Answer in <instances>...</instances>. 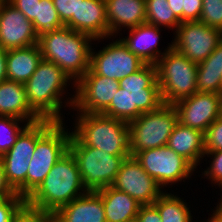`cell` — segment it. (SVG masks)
I'll list each match as a JSON object with an SVG mask.
<instances>
[{"label": "cell", "mask_w": 222, "mask_h": 222, "mask_svg": "<svg viewBox=\"0 0 222 222\" xmlns=\"http://www.w3.org/2000/svg\"><path fill=\"white\" fill-rule=\"evenodd\" d=\"M202 11V0H184L182 22L199 21Z\"/></svg>", "instance_id": "cell-39"}, {"label": "cell", "mask_w": 222, "mask_h": 222, "mask_svg": "<svg viewBox=\"0 0 222 222\" xmlns=\"http://www.w3.org/2000/svg\"><path fill=\"white\" fill-rule=\"evenodd\" d=\"M199 21L210 27L222 30V0H202Z\"/></svg>", "instance_id": "cell-34"}, {"label": "cell", "mask_w": 222, "mask_h": 222, "mask_svg": "<svg viewBox=\"0 0 222 222\" xmlns=\"http://www.w3.org/2000/svg\"><path fill=\"white\" fill-rule=\"evenodd\" d=\"M178 123L173 105L163 104L158 110L142 113L128 123L130 152L166 146L168 139Z\"/></svg>", "instance_id": "cell-7"}, {"label": "cell", "mask_w": 222, "mask_h": 222, "mask_svg": "<svg viewBox=\"0 0 222 222\" xmlns=\"http://www.w3.org/2000/svg\"><path fill=\"white\" fill-rule=\"evenodd\" d=\"M204 133L193 129L179 122L172 131L167 146L173 149L177 154L185 158L195 169L205 153Z\"/></svg>", "instance_id": "cell-22"}, {"label": "cell", "mask_w": 222, "mask_h": 222, "mask_svg": "<svg viewBox=\"0 0 222 222\" xmlns=\"http://www.w3.org/2000/svg\"><path fill=\"white\" fill-rule=\"evenodd\" d=\"M212 212L211 217H208L206 222H222V209L215 207Z\"/></svg>", "instance_id": "cell-45"}, {"label": "cell", "mask_w": 222, "mask_h": 222, "mask_svg": "<svg viewBox=\"0 0 222 222\" xmlns=\"http://www.w3.org/2000/svg\"><path fill=\"white\" fill-rule=\"evenodd\" d=\"M15 8L21 11L26 18L33 22L35 20L37 0H7Z\"/></svg>", "instance_id": "cell-40"}, {"label": "cell", "mask_w": 222, "mask_h": 222, "mask_svg": "<svg viewBox=\"0 0 222 222\" xmlns=\"http://www.w3.org/2000/svg\"><path fill=\"white\" fill-rule=\"evenodd\" d=\"M97 192L102 197L106 222H135L141 204L129 194L112 186Z\"/></svg>", "instance_id": "cell-23"}, {"label": "cell", "mask_w": 222, "mask_h": 222, "mask_svg": "<svg viewBox=\"0 0 222 222\" xmlns=\"http://www.w3.org/2000/svg\"><path fill=\"white\" fill-rule=\"evenodd\" d=\"M55 216L60 222H106L102 197L93 191L60 207Z\"/></svg>", "instance_id": "cell-20"}, {"label": "cell", "mask_w": 222, "mask_h": 222, "mask_svg": "<svg viewBox=\"0 0 222 222\" xmlns=\"http://www.w3.org/2000/svg\"><path fill=\"white\" fill-rule=\"evenodd\" d=\"M17 195V192L11 187L6 179L4 168L0 160V199Z\"/></svg>", "instance_id": "cell-42"}, {"label": "cell", "mask_w": 222, "mask_h": 222, "mask_svg": "<svg viewBox=\"0 0 222 222\" xmlns=\"http://www.w3.org/2000/svg\"><path fill=\"white\" fill-rule=\"evenodd\" d=\"M111 186L129 194L141 205H152L165 192L134 156L123 161Z\"/></svg>", "instance_id": "cell-14"}, {"label": "cell", "mask_w": 222, "mask_h": 222, "mask_svg": "<svg viewBox=\"0 0 222 222\" xmlns=\"http://www.w3.org/2000/svg\"><path fill=\"white\" fill-rule=\"evenodd\" d=\"M92 41L88 34L63 26L38 35L37 45L42 59L58 65L76 83L90 69Z\"/></svg>", "instance_id": "cell-1"}, {"label": "cell", "mask_w": 222, "mask_h": 222, "mask_svg": "<svg viewBox=\"0 0 222 222\" xmlns=\"http://www.w3.org/2000/svg\"><path fill=\"white\" fill-rule=\"evenodd\" d=\"M38 34L26 16L7 0L0 5V46L11 50L37 44Z\"/></svg>", "instance_id": "cell-16"}, {"label": "cell", "mask_w": 222, "mask_h": 222, "mask_svg": "<svg viewBox=\"0 0 222 222\" xmlns=\"http://www.w3.org/2000/svg\"><path fill=\"white\" fill-rule=\"evenodd\" d=\"M65 26L88 34L98 43L110 39L105 0H78L77 17H72Z\"/></svg>", "instance_id": "cell-17"}, {"label": "cell", "mask_w": 222, "mask_h": 222, "mask_svg": "<svg viewBox=\"0 0 222 222\" xmlns=\"http://www.w3.org/2000/svg\"><path fill=\"white\" fill-rule=\"evenodd\" d=\"M0 115L19 118L30 124L42 120L30 108L24 84L9 80L0 82Z\"/></svg>", "instance_id": "cell-21"}, {"label": "cell", "mask_w": 222, "mask_h": 222, "mask_svg": "<svg viewBox=\"0 0 222 222\" xmlns=\"http://www.w3.org/2000/svg\"><path fill=\"white\" fill-rule=\"evenodd\" d=\"M155 66L164 104L173 105L197 92L198 64L190 61L178 50L171 47Z\"/></svg>", "instance_id": "cell-5"}, {"label": "cell", "mask_w": 222, "mask_h": 222, "mask_svg": "<svg viewBox=\"0 0 222 222\" xmlns=\"http://www.w3.org/2000/svg\"><path fill=\"white\" fill-rule=\"evenodd\" d=\"M4 1H6V0H0V5H1Z\"/></svg>", "instance_id": "cell-48"}, {"label": "cell", "mask_w": 222, "mask_h": 222, "mask_svg": "<svg viewBox=\"0 0 222 222\" xmlns=\"http://www.w3.org/2000/svg\"><path fill=\"white\" fill-rule=\"evenodd\" d=\"M205 152L222 150V114L204 133Z\"/></svg>", "instance_id": "cell-35"}, {"label": "cell", "mask_w": 222, "mask_h": 222, "mask_svg": "<svg viewBox=\"0 0 222 222\" xmlns=\"http://www.w3.org/2000/svg\"><path fill=\"white\" fill-rule=\"evenodd\" d=\"M101 114L129 123L131 121L130 94L120 87L114 95L110 105Z\"/></svg>", "instance_id": "cell-32"}, {"label": "cell", "mask_w": 222, "mask_h": 222, "mask_svg": "<svg viewBox=\"0 0 222 222\" xmlns=\"http://www.w3.org/2000/svg\"><path fill=\"white\" fill-rule=\"evenodd\" d=\"M169 7L173 10L175 16L182 22V10L184 0H167Z\"/></svg>", "instance_id": "cell-44"}, {"label": "cell", "mask_w": 222, "mask_h": 222, "mask_svg": "<svg viewBox=\"0 0 222 222\" xmlns=\"http://www.w3.org/2000/svg\"><path fill=\"white\" fill-rule=\"evenodd\" d=\"M0 160L8 183L26 200V174L29 159L20 156H1Z\"/></svg>", "instance_id": "cell-28"}, {"label": "cell", "mask_w": 222, "mask_h": 222, "mask_svg": "<svg viewBox=\"0 0 222 222\" xmlns=\"http://www.w3.org/2000/svg\"><path fill=\"white\" fill-rule=\"evenodd\" d=\"M55 213L31 207L26 202L15 213L12 222H54Z\"/></svg>", "instance_id": "cell-33"}, {"label": "cell", "mask_w": 222, "mask_h": 222, "mask_svg": "<svg viewBox=\"0 0 222 222\" xmlns=\"http://www.w3.org/2000/svg\"><path fill=\"white\" fill-rule=\"evenodd\" d=\"M86 192L77 162L68 150L25 201L31 207L55 213Z\"/></svg>", "instance_id": "cell-2"}, {"label": "cell", "mask_w": 222, "mask_h": 222, "mask_svg": "<svg viewBox=\"0 0 222 222\" xmlns=\"http://www.w3.org/2000/svg\"><path fill=\"white\" fill-rule=\"evenodd\" d=\"M145 6L147 24L170 30H176L181 24L167 0H145Z\"/></svg>", "instance_id": "cell-29"}, {"label": "cell", "mask_w": 222, "mask_h": 222, "mask_svg": "<svg viewBox=\"0 0 222 222\" xmlns=\"http://www.w3.org/2000/svg\"><path fill=\"white\" fill-rule=\"evenodd\" d=\"M67 74L55 63L42 59L35 72L24 84L30 108L42 119L64 122L62 116L65 90L74 85ZM68 83V84H67Z\"/></svg>", "instance_id": "cell-3"}, {"label": "cell", "mask_w": 222, "mask_h": 222, "mask_svg": "<svg viewBox=\"0 0 222 222\" xmlns=\"http://www.w3.org/2000/svg\"><path fill=\"white\" fill-rule=\"evenodd\" d=\"M196 84L197 92L222 95V41L198 64Z\"/></svg>", "instance_id": "cell-25"}, {"label": "cell", "mask_w": 222, "mask_h": 222, "mask_svg": "<svg viewBox=\"0 0 222 222\" xmlns=\"http://www.w3.org/2000/svg\"><path fill=\"white\" fill-rule=\"evenodd\" d=\"M203 157H211L212 161H209L210 166L202 172V175L214 186L219 185L222 182V150L205 152Z\"/></svg>", "instance_id": "cell-36"}, {"label": "cell", "mask_w": 222, "mask_h": 222, "mask_svg": "<svg viewBox=\"0 0 222 222\" xmlns=\"http://www.w3.org/2000/svg\"><path fill=\"white\" fill-rule=\"evenodd\" d=\"M133 156L162 188L182 180L185 183L196 171L185 158L167 145L136 152Z\"/></svg>", "instance_id": "cell-9"}, {"label": "cell", "mask_w": 222, "mask_h": 222, "mask_svg": "<svg viewBox=\"0 0 222 222\" xmlns=\"http://www.w3.org/2000/svg\"><path fill=\"white\" fill-rule=\"evenodd\" d=\"M144 63L120 39L104 46L98 52L91 47L90 69L96 74L120 81L141 69Z\"/></svg>", "instance_id": "cell-13"}, {"label": "cell", "mask_w": 222, "mask_h": 222, "mask_svg": "<svg viewBox=\"0 0 222 222\" xmlns=\"http://www.w3.org/2000/svg\"><path fill=\"white\" fill-rule=\"evenodd\" d=\"M71 133L63 122H56L36 142L26 174V199L43 182L54 164L68 151Z\"/></svg>", "instance_id": "cell-8"}, {"label": "cell", "mask_w": 222, "mask_h": 222, "mask_svg": "<svg viewBox=\"0 0 222 222\" xmlns=\"http://www.w3.org/2000/svg\"><path fill=\"white\" fill-rule=\"evenodd\" d=\"M174 34L172 47L197 64L204 61L222 41V30L201 21L181 22Z\"/></svg>", "instance_id": "cell-11"}, {"label": "cell", "mask_w": 222, "mask_h": 222, "mask_svg": "<svg viewBox=\"0 0 222 222\" xmlns=\"http://www.w3.org/2000/svg\"><path fill=\"white\" fill-rule=\"evenodd\" d=\"M23 126H20L21 124ZM30 125L19 118L0 115V157L12 148L18 136Z\"/></svg>", "instance_id": "cell-31"}, {"label": "cell", "mask_w": 222, "mask_h": 222, "mask_svg": "<svg viewBox=\"0 0 222 222\" xmlns=\"http://www.w3.org/2000/svg\"><path fill=\"white\" fill-rule=\"evenodd\" d=\"M52 1L64 25L72 17H77L78 0H52Z\"/></svg>", "instance_id": "cell-38"}, {"label": "cell", "mask_w": 222, "mask_h": 222, "mask_svg": "<svg viewBox=\"0 0 222 222\" xmlns=\"http://www.w3.org/2000/svg\"><path fill=\"white\" fill-rule=\"evenodd\" d=\"M135 222H162L160 213L152 205H141Z\"/></svg>", "instance_id": "cell-41"}, {"label": "cell", "mask_w": 222, "mask_h": 222, "mask_svg": "<svg viewBox=\"0 0 222 222\" xmlns=\"http://www.w3.org/2000/svg\"><path fill=\"white\" fill-rule=\"evenodd\" d=\"M20 195L0 199V222H12L15 213L25 203Z\"/></svg>", "instance_id": "cell-37"}, {"label": "cell", "mask_w": 222, "mask_h": 222, "mask_svg": "<svg viewBox=\"0 0 222 222\" xmlns=\"http://www.w3.org/2000/svg\"><path fill=\"white\" fill-rule=\"evenodd\" d=\"M42 60L37 44L7 52V80L25 84Z\"/></svg>", "instance_id": "cell-24"}, {"label": "cell", "mask_w": 222, "mask_h": 222, "mask_svg": "<svg viewBox=\"0 0 222 222\" xmlns=\"http://www.w3.org/2000/svg\"><path fill=\"white\" fill-rule=\"evenodd\" d=\"M52 120H41L30 124L17 138L12 148L3 156H20L31 159L36 142L55 124Z\"/></svg>", "instance_id": "cell-26"}, {"label": "cell", "mask_w": 222, "mask_h": 222, "mask_svg": "<svg viewBox=\"0 0 222 222\" xmlns=\"http://www.w3.org/2000/svg\"><path fill=\"white\" fill-rule=\"evenodd\" d=\"M77 114L71 132L83 145L116 156H131L128 122L101 113Z\"/></svg>", "instance_id": "cell-4"}, {"label": "cell", "mask_w": 222, "mask_h": 222, "mask_svg": "<svg viewBox=\"0 0 222 222\" xmlns=\"http://www.w3.org/2000/svg\"><path fill=\"white\" fill-rule=\"evenodd\" d=\"M119 84L131 97V121L142 113L158 110L164 104L154 64H145L135 73L122 78Z\"/></svg>", "instance_id": "cell-12"}, {"label": "cell", "mask_w": 222, "mask_h": 222, "mask_svg": "<svg viewBox=\"0 0 222 222\" xmlns=\"http://www.w3.org/2000/svg\"><path fill=\"white\" fill-rule=\"evenodd\" d=\"M32 24L38 35L65 26L52 0H37L35 20Z\"/></svg>", "instance_id": "cell-30"}, {"label": "cell", "mask_w": 222, "mask_h": 222, "mask_svg": "<svg viewBox=\"0 0 222 222\" xmlns=\"http://www.w3.org/2000/svg\"><path fill=\"white\" fill-rule=\"evenodd\" d=\"M54 222H60V221L56 218V216H55V220H54Z\"/></svg>", "instance_id": "cell-47"}, {"label": "cell", "mask_w": 222, "mask_h": 222, "mask_svg": "<svg viewBox=\"0 0 222 222\" xmlns=\"http://www.w3.org/2000/svg\"><path fill=\"white\" fill-rule=\"evenodd\" d=\"M119 88L118 80L96 75L89 69L75 83V94L66 97L63 104L77 113H102Z\"/></svg>", "instance_id": "cell-10"}, {"label": "cell", "mask_w": 222, "mask_h": 222, "mask_svg": "<svg viewBox=\"0 0 222 222\" xmlns=\"http://www.w3.org/2000/svg\"><path fill=\"white\" fill-rule=\"evenodd\" d=\"M220 187V189L222 188V182L218 185ZM222 191V189H221ZM221 199H219L220 201H218L217 203V208H221L222 209V196L220 197Z\"/></svg>", "instance_id": "cell-46"}, {"label": "cell", "mask_w": 222, "mask_h": 222, "mask_svg": "<svg viewBox=\"0 0 222 222\" xmlns=\"http://www.w3.org/2000/svg\"><path fill=\"white\" fill-rule=\"evenodd\" d=\"M181 125L206 132L222 114V95L196 92L173 104Z\"/></svg>", "instance_id": "cell-15"}, {"label": "cell", "mask_w": 222, "mask_h": 222, "mask_svg": "<svg viewBox=\"0 0 222 222\" xmlns=\"http://www.w3.org/2000/svg\"><path fill=\"white\" fill-rule=\"evenodd\" d=\"M7 52L8 50L3 49L0 46V82L7 80V64H6Z\"/></svg>", "instance_id": "cell-43"}, {"label": "cell", "mask_w": 222, "mask_h": 222, "mask_svg": "<svg viewBox=\"0 0 222 222\" xmlns=\"http://www.w3.org/2000/svg\"><path fill=\"white\" fill-rule=\"evenodd\" d=\"M68 150L77 162L84 188L93 192L111 186L123 161L130 157L83 145L72 133Z\"/></svg>", "instance_id": "cell-6"}, {"label": "cell", "mask_w": 222, "mask_h": 222, "mask_svg": "<svg viewBox=\"0 0 222 222\" xmlns=\"http://www.w3.org/2000/svg\"><path fill=\"white\" fill-rule=\"evenodd\" d=\"M161 216L162 222H192L191 207L174 193L165 191L153 203Z\"/></svg>", "instance_id": "cell-27"}, {"label": "cell", "mask_w": 222, "mask_h": 222, "mask_svg": "<svg viewBox=\"0 0 222 222\" xmlns=\"http://www.w3.org/2000/svg\"><path fill=\"white\" fill-rule=\"evenodd\" d=\"M160 29V27L145 23L128 29V36L119 39L130 52L134 53L144 63L155 65L159 58L172 47V44L168 43L163 52L160 51V48H157L160 46L159 41L162 37L160 36Z\"/></svg>", "instance_id": "cell-18"}, {"label": "cell", "mask_w": 222, "mask_h": 222, "mask_svg": "<svg viewBox=\"0 0 222 222\" xmlns=\"http://www.w3.org/2000/svg\"><path fill=\"white\" fill-rule=\"evenodd\" d=\"M105 3L110 38H116L123 28L146 23L145 0H105Z\"/></svg>", "instance_id": "cell-19"}]
</instances>
